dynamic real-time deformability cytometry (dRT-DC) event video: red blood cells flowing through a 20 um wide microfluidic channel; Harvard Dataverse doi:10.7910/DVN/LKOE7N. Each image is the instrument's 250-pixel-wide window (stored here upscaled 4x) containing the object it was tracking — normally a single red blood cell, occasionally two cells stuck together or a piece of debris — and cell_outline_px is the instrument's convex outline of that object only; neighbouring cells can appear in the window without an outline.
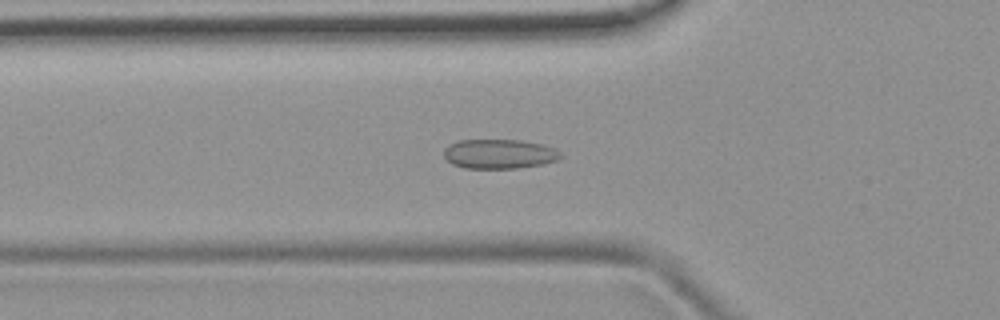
{"species": "common noctule bat (a hibernating species)", "species_latin": "Nyctalus noctula", "temperature_condition": "room temperature", "stored_images_in_passage": 51, "camera_frame_rate_fps": 3000, "um_per_image_px": 0.085, "animal": {"sex": "female", "body_mass_g": 19.9}, "frame": {"image": 1, "passage_image": 18, "time_ms": 5.667, "image_size_px": [1000, 320], "cell_outline_px": [[564, 156], [556, 160], [544, 164], [516, 168], [464, 168], [452, 164], [444, 156], [444, 148], [448, 144], [460, 140], [520, 140], [540, 144], [556, 148]], "centroid_in_image_um": [42.44, 13.08], "position_along_channel_um": 83.4, "area_um2": 20.11}}
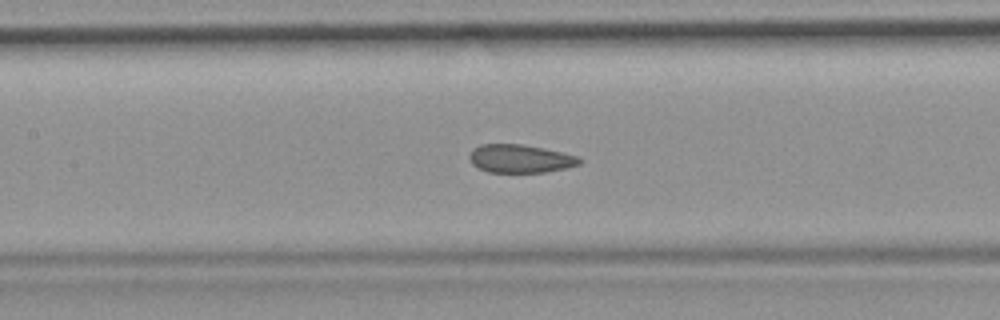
{"frame": {"image": 2, "passage_image": 24, "time_ms": 7.667, "image_size_px": [1000, 320], "cell_outline_px": [[584, 160], [580, 164], [564, 168], [544, 172], [488, 172], [472, 164], [468, 156], [472, 148], [480, 144], [524, 144], [544, 148], [576, 156]], "centroid_in_image_um": [44.18, 13.47], "position_along_channel_um": 163.2, "area_um2": 18.09}}
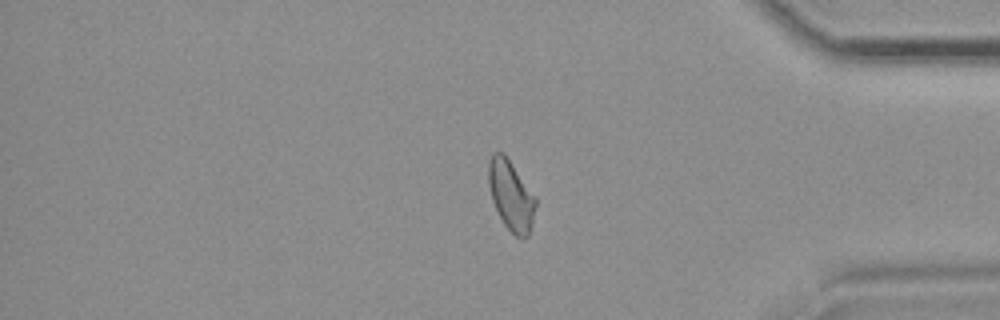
{"frame": {"image": 3, "passage_image": 43, "time_ms": 14.0, "image_size_px": [1000, 320], "cell_outline_px": [[536, 204], [532, 224], [528, 236], [516, 236], [504, 224], [492, 200], [488, 184], [488, 164], [492, 152], [504, 152], [536, 196]], "centroid_in_image_um": [43.43, 16.55], "position_along_channel_um": 391.8, "area_um2": 19.19}, "authors_computed_cell_mechanics": {"area_um2": 19.5364, "velocity_mm_per_s": 3.9707, "shape_relaxation_time_tau1_ms": null, "shape_relaxation_time_tau2_ms": 1.3556, "deformation_change_tau1": null, "deformation_change_tau2": 0.0525}}